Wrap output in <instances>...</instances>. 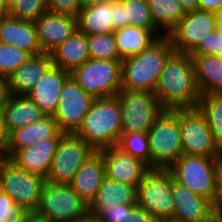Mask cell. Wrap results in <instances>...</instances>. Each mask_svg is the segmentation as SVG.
Returning <instances> with one entry per match:
<instances>
[{"label":"cell","instance_id":"1","mask_svg":"<svg viewBox=\"0 0 222 222\" xmlns=\"http://www.w3.org/2000/svg\"><path fill=\"white\" fill-rule=\"evenodd\" d=\"M154 93L165 110L197 107L201 94L190 53L174 51L169 56Z\"/></svg>","mask_w":222,"mask_h":222},{"label":"cell","instance_id":"2","mask_svg":"<svg viewBox=\"0 0 222 222\" xmlns=\"http://www.w3.org/2000/svg\"><path fill=\"white\" fill-rule=\"evenodd\" d=\"M175 50L168 35L121 61V91L154 92L166 61Z\"/></svg>","mask_w":222,"mask_h":222},{"label":"cell","instance_id":"3","mask_svg":"<svg viewBox=\"0 0 222 222\" xmlns=\"http://www.w3.org/2000/svg\"><path fill=\"white\" fill-rule=\"evenodd\" d=\"M121 130V109L117 97L113 96L95 99L75 134L99 151L117 146Z\"/></svg>","mask_w":222,"mask_h":222},{"label":"cell","instance_id":"4","mask_svg":"<svg viewBox=\"0 0 222 222\" xmlns=\"http://www.w3.org/2000/svg\"><path fill=\"white\" fill-rule=\"evenodd\" d=\"M221 164L222 157L183 154L168 170L174 181L214 202Z\"/></svg>","mask_w":222,"mask_h":222},{"label":"cell","instance_id":"5","mask_svg":"<svg viewBox=\"0 0 222 222\" xmlns=\"http://www.w3.org/2000/svg\"><path fill=\"white\" fill-rule=\"evenodd\" d=\"M147 136L150 169H169L183 155L179 119L171 110L162 112Z\"/></svg>","mask_w":222,"mask_h":222},{"label":"cell","instance_id":"6","mask_svg":"<svg viewBox=\"0 0 222 222\" xmlns=\"http://www.w3.org/2000/svg\"><path fill=\"white\" fill-rule=\"evenodd\" d=\"M172 180L173 175L168 169H149L138 184L136 205L156 220L173 218Z\"/></svg>","mask_w":222,"mask_h":222},{"label":"cell","instance_id":"7","mask_svg":"<svg viewBox=\"0 0 222 222\" xmlns=\"http://www.w3.org/2000/svg\"><path fill=\"white\" fill-rule=\"evenodd\" d=\"M171 111L179 119L183 154L222 157V148L215 141L206 117L198 107L178 108Z\"/></svg>","mask_w":222,"mask_h":222},{"label":"cell","instance_id":"8","mask_svg":"<svg viewBox=\"0 0 222 222\" xmlns=\"http://www.w3.org/2000/svg\"><path fill=\"white\" fill-rule=\"evenodd\" d=\"M115 96L121 109V134L147 133L165 110L160 105L156 94L151 91L120 90Z\"/></svg>","mask_w":222,"mask_h":222},{"label":"cell","instance_id":"9","mask_svg":"<svg viewBox=\"0 0 222 222\" xmlns=\"http://www.w3.org/2000/svg\"><path fill=\"white\" fill-rule=\"evenodd\" d=\"M36 212L51 222H78L89 206L71 185L46 182Z\"/></svg>","mask_w":222,"mask_h":222},{"label":"cell","instance_id":"10","mask_svg":"<svg viewBox=\"0 0 222 222\" xmlns=\"http://www.w3.org/2000/svg\"><path fill=\"white\" fill-rule=\"evenodd\" d=\"M70 74L95 99L113 97L121 89V61L90 58Z\"/></svg>","mask_w":222,"mask_h":222},{"label":"cell","instance_id":"11","mask_svg":"<svg viewBox=\"0 0 222 222\" xmlns=\"http://www.w3.org/2000/svg\"><path fill=\"white\" fill-rule=\"evenodd\" d=\"M45 183V178L17 167L9 159L0 168V190L28 212L37 210Z\"/></svg>","mask_w":222,"mask_h":222},{"label":"cell","instance_id":"12","mask_svg":"<svg viewBox=\"0 0 222 222\" xmlns=\"http://www.w3.org/2000/svg\"><path fill=\"white\" fill-rule=\"evenodd\" d=\"M95 150L77 134L60 136L46 182L70 185L74 176Z\"/></svg>","mask_w":222,"mask_h":222},{"label":"cell","instance_id":"13","mask_svg":"<svg viewBox=\"0 0 222 222\" xmlns=\"http://www.w3.org/2000/svg\"><path fill=\"white\" fill-rule=\"evenodd\" d=\"M218 28L217 14L194 10L186 12L175 28L168 34L176 52L191 53L201 41Z\"/></svg>","mask_w":222,"mask_h":222},{"label":"cell","instance_id":"14","mask_svg":"<svg viewBox=\"0 0 222 222\" xmlns=\"http://www.w3.org/2000/svg\"><path fill=\"white\" fill-rule=\"evenodd\" d=\"M95 98L87 94L70 76L64 83L54 118L62 133L75 134Z\"/></svg>","mask_w":222,"mask_h":222},{"label":"cell","instance_id":"15","mask_svg":"<svg viewBox=\"0 0 222 222\" xmlns=\"http://www.w3.org/2000/svg\"><path fill=\"white\" fill-rule=\"evenodd\" d=\"M102 153L107 178L136 188L149 170L141 160L134 158L117 146L99 150Z\"/></svg>","mask_w":222,"mask_h":222},{"label":"cell","instance_id":"16","mask_svg":"<svg viewBox=\"0 0 222 222\" xmlns=\"http://www.w3.org/2000/svg\"><path fill=\"white\" fill-rule=\"evenodd\" d=\"M34 26L42 53L50 54L77 29V18L46 11Z\"/></svg>","mask_w":222,"mask_h":222},{"label":"cell","instance_id":"17","mask_svg":"<svg viewBox=\"0 0 222 222\" xmlns=\"http://www.w3.org/2000/svg\"><path fill=\"white\" fill-rule=\"evenodd\" d=\"M174 199L173 218L184 222H212L215 214L213 202L172 180Z\"/></svg>","mask_w":222,"mask_h":222},{"label":"cell","instance_id":"18","mask_svg":"<svg viewBox=\"0 0 222 222\" xmlns=\"http://www.w3.org/2000/svg\"><path fill=\"white\" fill-rule=\"evenodd\" d=\"M52 66L51 54L32 55L7 77L10 95H27Z\"/></svg>","mask_w":222,"mask_h":222},{"label":"cell","instance_id":"19","mask_svg":"<svg viewBox=\"0 0 222 222\" xmlns=\"http://www.w3.org/2000/svg\"><path fill=\"white\" fill-rule=\"evenodd\" d=\"M70 76V72L52 66L27 96L46 116H54L63 85Z\"/></svg>","mask_w":222,"mask_h":222},{"label":"cell","instance_id":"20","mask_svg":"<svg viewBox=\"0 0 222 222\" xmlns=\"http://www.w3.org/2000/svg\"><path fill=\"white\" fill-rule=\"evenodd\" d=\"M63 133L53 116H45L28 126H23L9 133L6 147L8 159L18 150L29 148L49 138H60Z\"/></svg>","mask_w":222,"mask_h":222},{"label":"cell","instance_id":"21","mask_svg":"<svg viewBox=\"0 0 222 222\" xmlns=\"http://www.w3.org/2000/svg\"><path fill=\"white\" fill-rule=\"evenodd\" d=\"M59 140L60 138H49L40 141L29 148L18 150L9 160L17 167L46 179Z\"/></svg>","mask_w":222,"mask_h":222},{"label":"cell","instance_id":"22","mask_svg":"<svg viewBox=\"0 0 222 222\" xmlns=\"http://www.w3.org/2000/svg\"><path fill=\"white\" fill-rule=\"evenodd\" d=\"M105 176L102 153L94 151L82 164L70 185L89 206L95 199Z\"/></svg>","mask_w":222,"mask_h":222},{"label":"cell","instance_id":"23","mask_svg":"<svg viewBox=\"0 0 222 222\" xmlns=\"http://www.w3.org/2000/svg\"><path fill=\"white\" fill-rule=\"evenodd\" d=\"M0 43L13 45L31 55L42 53L34 22L10 15L0 18Z\"/></svg>","mask_w":222,"mask_h":222},{"label":"cell","instance_id":"24","mask_svg":"<svg viewBox=\"0 0 222 222\" xmlns=\"http://www.w3.org/2000/svg\"><path fill=\"white\" fill-rule=\"evenodd\" d=\"M50 54L54 67L71 73L90 59L87 35L76 29Z\"/></svg>","mask_w":222,"mask_h":222},{"label":"cell","instance_id":"25","mask_svg":"<svg viewBox=\"0 0 222 222\" xmlns=\"http://www.w3.org/2000/svg\"><path fill=\"white\" fill-rule=\"evenodd\" d=\"M136 195L135 186L123 184L105 176L95 199L89 205V213L97 216L101 211L116 204H136Z\"/></svg>","mask_w":222,"mask_h":222},{"label":"cell","instance_id":"26","mask_svg":"<svg viewBox=\"0 0 222 222\" xmlns=\"http://www.w3.org/2000/svg\"><path fill=\"white\" fill-rule=\"evenodd\" d=\"M3 110L9 133L46 116L27 95H10Z\"/></svg>","mask_w":222,"mask_h":222},{"label":"cell","instance_id":"27","mask_svg":"<svg viewBox=\"0 0 222 222\" xmlns=\"http://www.w3.org/2000/svg\"><path fill=\"white\" fill-rule=\"evenodd\" d=\"M77 29L86 35L113 33V0L82 8Z\"/></svg>","mask_w":222,"mask_h":222},{"label":"cell","instance_id":"28","mask_svg":"<svg viewBox=\"0 0 222 222\" xmlns=\"http://www.w3.org/2000/svg\"><path fill=\"white\" fill-rule=\"evenodd\" d=\"M191 56L200 94L222 93V58L217 55Z\"/></svg>","mask_w":222,"mask_h":222},{"label":"cell","instance_id":"29","mask_svg":"<svg viewBox=\"0 0 222 222\" xmlns=\"http://www.w3.org/2000/svg\"><path fill=\"white\" fill-rule=\"evenodd\" d=\"M120 58L137 55L159 37L150 29L127 25L113 31Z\"/></svg>","mask_w":222,"mask_h":222},{"label":"cell","instance_id":"30","mask_svg":"<svg viewBox=\"0 0 222 222\" xmlns=\"http://www.w3.org/2000/svg\"><path fill=\"white\" fill-rule=\"evenodd\" d=\"M154 25L168 35L186 15L180 0H147Z\"/></svg>","mask_w":222,"mask_h":222},{"label":"cell","instance_id":"31","mask_svg":"<svg viewBox=\"0 0 222 222\" xmlns=\"http://www.w3.org/2000/svg\"><path fill=\"white\" fill-rule=\"evenodd\" d=\"M197 107L206 117L215 141L222 148V93L201 95Z\"/></svg>","mask_w":222,"mask_h":222},{"label":"cell","instance_id":"32","mask_svg":"<svg viewBox=\"0 0 222 222\" xmlns=\"http://www.w3.org/2000/svg\"><path fill=\"white\" fill-rule=\"evenodd\" d=\"M125 7V26L133 25L152 30L158 37L164 34L154 25L147 0H119Z\"/></svg>","mask_w":222,"mask_h":222},{"label":"cell","instance_id":"33","mask_svg":"<svg viewBox=\"0 0 222 222\" xmlns=\"http://www.w3.org/2000/svg\"><path fill=\"white\" fill-rule=\"evenodd\" d=\"M91 59L122 61L113 33L87 35Z\"/></svg>","mask_w":222,"mask_h":222},{"label":"cell","instance_id":"34","mask_svg":"<svg viewBox=\"0 0 222 222\" xmlns=\"http://www.w3.org/2000/svg\"><path fill=\"white\" fill-rule=\"evenodd\" d=\"M117 147L134 158L141 160L150 169V149L147 133L131 132L121 134Z\"/></svg>","mask_w":222,"mask_h":222},{"label":"cell","instance_id":"35","mask_svg":"<svg viewBox=\"0 0 222 222\" xmlns=\"http://www.w3.org/2000/svg\"><path fill=\"white\" fill-rule=\"evenodd\" d=\"M31 56L13 45L0 43V76L7 78Z\"/></svg>","mask_w":222,"mask_h":222},{"label":"cell","instance_id":"36","mask_svg":"<svg viewBox=\"0 0 222 222\" xmlns=\"http://www.w3.org/2000/svg\"><path fill=\"white\" fill-rule=\"evenodd\" d=\"M47 10L46 0H19L10 9L9 15L20 20L35 22Z\"/></svg>","mask_w":222,"mask_h":222},{"label":"cell","instance_id":"37","mask_svg":"<svg viewBox=\"0 0 222 222\" xmlns=\"http://www.w3.org/2000/svg\"><path fill=\"white\" fill-rule=\"evenodd\" d=\"M28 211L0 190V222H23Z\"/></svg>","mask_w":222,"mask_h":222},{"label":"cell","instance_id":"38","mask_svg":"<svg viewBox=\"0 0 222 222\" xmlns=\"http://www.w3.org/2000/svg\"><path fill=\"white\" fill-rule=\"evenodd\" d=\"M191 55H222V28L218 27L215 32L201 41L198 46L190 53Z\"/></svg>","mask_w":222,"mask_h":222},{"label":"cell","instance_id":"39","mask_svg":"<svg viewBox=\"0 0 222 222\" xmlns=\"http://www.w3.org/2000/svg\"><path fill=\"white\" fill-rule=\"evenodd\" d=\"M48 11L77 18L82 9L79 0H46Z\"/></svg>","mask_w":222,"mask_h":222},{"label":"cell","instance_id":"40","mask_svg":"<svg viewBox=\"0 0 222 222\" xmlns=\"http://www.w3.org/2000/svg\"><path fill=\"white\" fill-rule=\"evenodd\" d=\"M136 204H116L101 211L96 217L100 222H125L126 212Z\"/></svg>","mask_w":222,"mask_h":222},{"label":"cell","instance_id":"41","mask_svg":"<svg viewBox=\"0 0 222 222\" xmlns=\"http://www.w3.org/2000/svg\"><path fill=\"white\" fill-rule=\"evenodd\" d=\"M156 219L150 215L145 209L134 205L126 212L125 222H155Z\"/></svg>","mask_w":222,"mask_h":222},{"label":"cell","instance_id":"42","mask_svg":"<svg viewBox=\"0 0 222 222\" xmlns=\"http://www.w3.org/2000/svg\"><path fill=\"white\" fill-rule=\"evenodd\" d=\"M125 27V7L119 0H113V29Z\"/></svg>","mask_w":222,"mask_h":222},{"label":"cell","instance_id":"43","mask_svg":"<svg viewBox=\"0 0 222 222\" xmlns=\"http://www.w3.org/2000/svg\"><path fill=\"white\" fill-rule=\"evenodd\" d=\"M222 7V0H198V9L217 14Z\"/></svg>","mask_w":222,"mask_h":222},{"label":"cell","instance_id":"44","mask_svg":"<svg viewBox=\"0 0 222 222\" xmlns=\"http://www.w3.org/2000/svg\"><path fill=\"white\" fill-rule=\"evenodd\" d=\"M213 206L215 211L222 210V164L217 175L216 196L214 198Z\"/></svg>","mask_w":222,"mask_h":222},{"label":"cell","instance_id":"45","mask_svg":"<svg viewBox=\"0 0 222 222\" xmlns=\"http://www.w3.org/2000/svg\"><path fill=\"white\" fill-rule=\"evenodd\" d=\"M9 140V131L6 127L5 114L3 108L0 109V145L5 149Z\"/></svg>","mask_w":222,"mask_h":222},{"label":"cell","instance_id":"46","mask_svg":"<svg viewBox=\"0 0 222 222\" xmlns=\"http://www.w3.org/2000/svg\"><path fill=\"white\" fill-rule=\"evenodd\" d=\"M9 96L8 80L6 77L0 76V109L5 106Z\"/></svg>","mask_w":222,"mask_h":222},{"label":"cell","instance_id":"47","mask_svg":"<svg viewBox=\"0 0 222 222\" xmlns=\"http://www.w3.org/2000/svg\"><path fill=\"white\" fill-rule=\"evenodd\" d=\"M23 222H51L49 219L38 214L36 211H30L24 217Z\"/></svg>","mask_w":222,"mask_h":222},{"label":"cell","instance_id":"48","mask_svg":"<svg viewBox=\"0 0 222 222\" xmlns=\"http://www.w3.org/2000/svg\"><path fill=\"white\" fill-rule=\"evenodd\" d=\"M185 12L198 10V0H180Z\"/></svg>","mask_w":222,"mask_h":222},{"label":"cell","instance_id":"49","mask_svg":"<svg viewBox=\"0 0 222 222\" xmlns=\"http://www.w3.org/2000/svg\"><path fill=\"white\" fill-rule=\"evenodd\" d=\"M79 1L81 3L82 8H84L87 6H91V5L103 3V2H108V1H112V0H79Z\"/></svg>","mask_w":222,"mask_h":222},{"label":"cell","instance_id":"50","mask_svg":"<svg viewBox=\"0 0 222 222\" xmlns=\"http://www.w3.org/2000/svg\"><path fill=\"white\" fill-rule=\"evenodd\" d=\"M78 222H100L96 216L91 213L85 215L81 220Z\"/></svg>","mask_w":222,"mask_h":222},{"label":"cell","instance_id":"51","mask_svg":"<svg viewBox=\"0 0 222 222\" xmlns=\"http://www.w3.org/2000/svg\"><path fill=\"white\" fill-rule=\"evenodd\" d=\"M9 15V10L6 7L4 0H0V18L8 16Z\"/></svg>","mask_w":222,"mask_h":222},{"label":"cell","instance_id":"52","mask_svg":"<svg viewBox=\"0 0 222 222\" xmlns=\"http://www.w3.org/2000/svg\"><path fill=\"white\" fill-rule=\"evenodd\" d=\"M8 160L6 149L0 145V163H5Z\"/></svg>","mask_w":222,"mask_h":222},{"label":"cell","instance_id":"53","mask_svg":"<svg viewBox=\"0 0 222 222\" xmlns=\"http://www.w3.org/2000/svg\"><path fill=\"white\" fill-rule=\"evenodd\" d=\"M212 222H222V210L215 211V214H214Z\"/></svg>","mask_w":222,"mask_h":222},{"label":"cell","instance_id":"54","mask_svg":"<svg viewBox=\"0 0 222 222\" xmlns=\"http://www.w3.org/2000/svg\"><path fill=\"white\" fill-rule=\"evenodd\" d=\"M19 0H4V3L6 5V7L8 8V10L10 11V9L16 4V2H18Z\"/></svg>","mask_w":222,"mask_h":222},{"label":"cell","instance_id":"55","mask_svg":"<svg viewBox=\"0 0 222 222\" xmlns=\"http://www.w3.org/2000/svg\"><path fill=\"white\" fill-rule=\"evenodd\" d=\"M217 18H218V27L222 28V7L221 9L217 12Z\"/></svg>","mask_w":222,"mask_h":222},{"label":"cell","instance_id":"56","mask_svg":"<svg viewBox=\"0 0 222 222\" xmlns=\"http://www.w3.org/2000/svg\"><path fill=\"white\" fill-rule=\"evenodd\" d=\"M155 222H184V221H179L174 218H166V219H158Z\"/></svg>","mask_w":222,"mask_h":222}]
</instances>
